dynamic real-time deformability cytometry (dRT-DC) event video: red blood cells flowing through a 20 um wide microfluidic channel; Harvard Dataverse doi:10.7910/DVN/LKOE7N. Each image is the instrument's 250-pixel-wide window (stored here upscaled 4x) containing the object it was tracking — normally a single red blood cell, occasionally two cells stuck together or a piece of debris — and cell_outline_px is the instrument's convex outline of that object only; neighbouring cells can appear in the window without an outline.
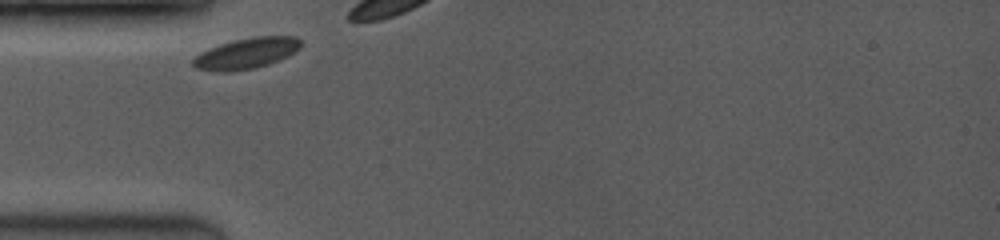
{"species": "common noctule bat (a hibernating species)", "species_latin": "Nyctalus noctula", "temperature_condition": "room temperature", "stored_images_in_passage": 9, "camera_frame_rate_fps": 3500, "um_per_image_px": 0.085, "animal": {"sex": "female", "body_mass_g": 19.0, "forearm_length_mm": 53.3}, "frame": {"image": 1, "passage_image": 1, "time_ms": 0.0, "image_size_px": [1000, 240], "cell_outline_px": [[300, 48], [288, 56], [268, 64], [252, 68], [232, 72], [212, 72], [196, 68], [192, 64], [192, 56], [208, 48], [220, 44], [252, 36], [296, 36], [300, 40]], "centroid_in_image_um": [20.88, 4.54], "position_along_channel_um": 64.1, "area_um2": 19.54}}
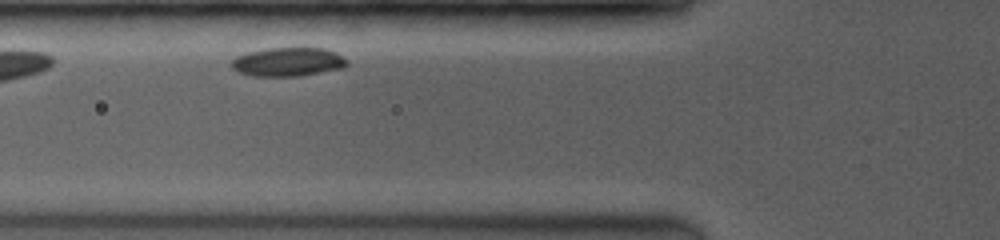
{"frame": {"image": 2, "passage_image": 3, "time_ms": 1.714, "image_size_px": [1000, 240], "cell_outline_px": [[348, 64], [344, 68], [300, 76], [252, 76], [240, 72], [232, 68], [232, 60], [236, 56], [248, 52], [268, 48], [324, 48], [336, 52], [348, 60]], "centroid_in_image_um": [24.51, 5.26], "position_along_channel_um": 101.3, "area_um2": 19.42}}
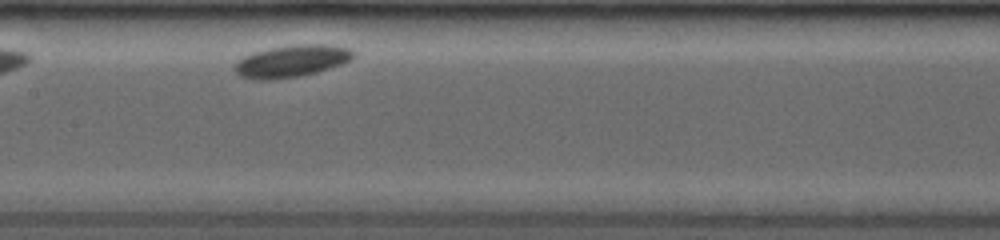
{"frame": {"image": 3, "passage_image": 6, "time_ms": 4.0, "image_size_px": [1000, 240], "cell_outline_px": [[356, 52], [348, 60], [340, 64], [316, 72], [296, 76], [272, 80], [260, 80], [240, 76], [232, 68], [236, 60], [244, 56], [256, 52], [272, 48], [292, 44], [332, 44], [352, 48]], "centroid_in_image_um": [24.77, 5.18], "position_along_channel_um": 182.6, "area_um2": 22.08}}